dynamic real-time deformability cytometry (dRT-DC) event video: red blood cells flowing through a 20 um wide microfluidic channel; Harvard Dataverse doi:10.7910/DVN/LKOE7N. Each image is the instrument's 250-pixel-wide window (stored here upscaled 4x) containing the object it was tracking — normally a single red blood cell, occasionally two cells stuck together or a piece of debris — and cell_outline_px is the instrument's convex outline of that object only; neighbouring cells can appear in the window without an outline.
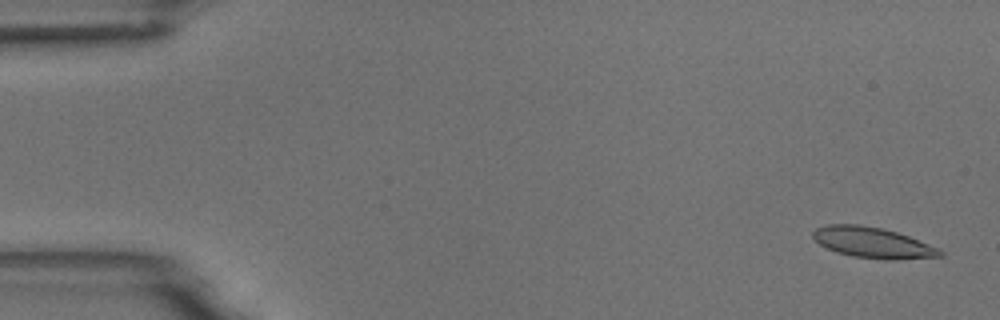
{"species": "common noctule bat (a hibernating species)", "species_latin": "Nyctalus noctula", "temperature_condition": "room temperature", "stored_images_in_passage": 55, "camera_frame_rate_fps": 3000, "um_per_image_px": 0.085, "animal": {"sex": "male", "body_mass_g": 18.8}, "frame": {"image": 1, "passage_image": 2, "time_ms": 0.333, "image_size_px": [1000, 320], "cell_outline_px": [[944, 256], [896, 260], [884, 260], [852, 256], [836, 252], [820, 244], [812, 236], [812, 232], [816, 228], [828, 224], [860, 224], [884, 228], [908, 236], [940, 248], [944, 252]], "centroid_in_image_um": [74.21, 20.63], "position_along_channel_um": 10.8, "area_um2": 22.95}}
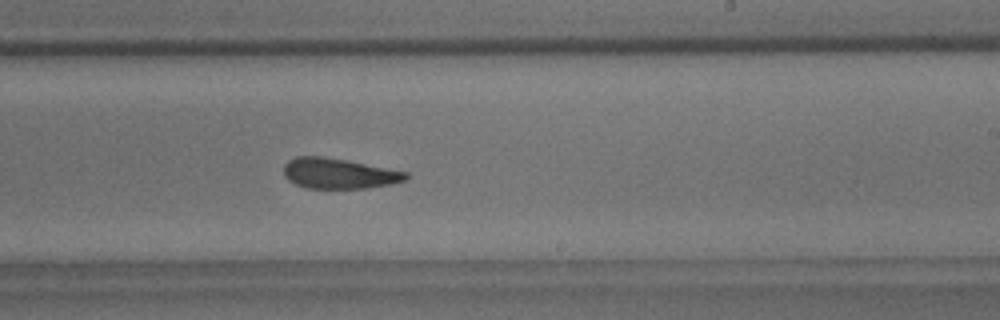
{"frame": {"image": 2, "passage_image": 33, "time_ms": 10.667, "image_size_px": [1000, 320], "cell_outline_px": [[408, 180], [392, 184], [368, 188], [308, 188], [296, 184], [288, 180], [284, 176], [284, 164], [288, 160], [296, 156], [320, 156], [344, 160], [408, 172]], "centroid_in_image_um": [28.8, 14.75], "position_along_channel_um": 260.2, "area_um2": 21.56}}
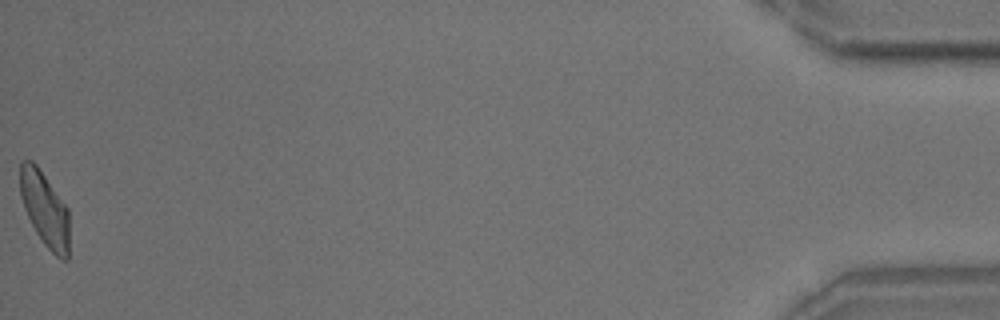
{"frame": {"image": 3, "passage_image": 55, "time_ms": 18.0, "image_size_px": [1000, 320], "cell_outline_px": [[68, 260], [60, 260], [44, 244], [36, 232], [24, 208], [20, 196], [20, 164], [24, 160], [32, 160], [36, 164], [68, 208]], "centroid_in_image_um": [3.8, 17.78], "position_along_channel_um": 431.4, "area_um2": 21.21}, "authors_computed_cell_mechanics": {"area_um2": 22.5998, "velocity_mm_per_s": 3.6649, "shape_relaxation_time_tau1_ms": 5.5119, "shape_relaxation_time_tau2_ms": 3.5013, "deformation_change_tau1": 0.1624, "deformation_change_tau2": 0.1068}}